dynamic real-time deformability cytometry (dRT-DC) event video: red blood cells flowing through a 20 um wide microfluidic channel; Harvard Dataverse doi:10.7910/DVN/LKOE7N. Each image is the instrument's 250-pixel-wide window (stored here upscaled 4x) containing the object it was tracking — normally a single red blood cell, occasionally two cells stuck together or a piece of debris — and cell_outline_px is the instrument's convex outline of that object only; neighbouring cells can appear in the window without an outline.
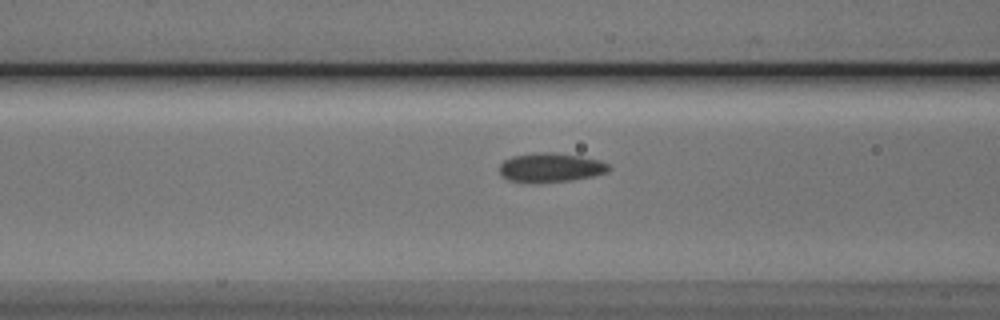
{"species": "Egyptian fruit bat (a non-hibernating species)", "species_latin": "Rousettus aegyptiacus", "temperature_condition": "cold", "stored_images_in_passage": 31, "camera_frame_rate_fps": 3000, "um_per_image_px": 0.085, "animal": {"sex": "male"}, "frame": {"image": 1, "passage_image": 5, "time_ms": 1.333, "image_size_px": [1000, 320], "cell_outline_px": [[612, 168], [608, 172], [592, 176], [572, 180], [508, 180], [500, 172], [500, 164], [504, 160], [512, 156], [540, 152], [556, 152], [580, 156], [600, 160], [608, 164]], "centroid_in_image_um": [46.87, 14.19], "position_along_channel_um": 119.7, "area_um2": 17.92}}
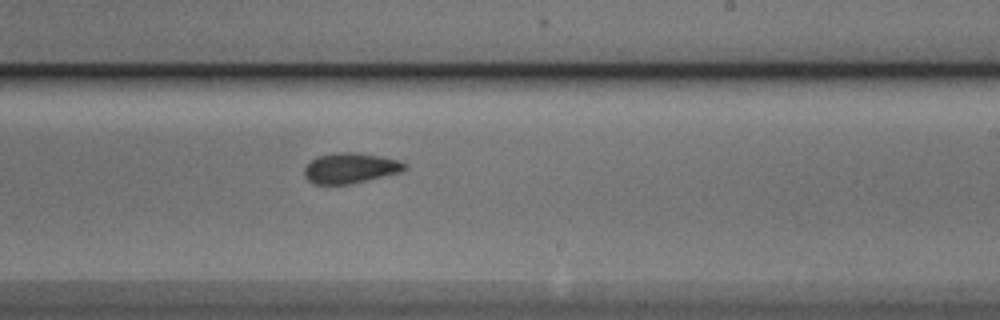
{"frame": {"image": 2, "passage_image": 16, "time_ms": 5.0, "image_size_px": [1000, 320], "cell_outline_px": [[408, 168], [404, 172], [352, 184], [312, 184], [304, 176], [304, 168], [316, 156], [332, 152], [356, 152], [380, 156], [400, 160], [408, 164]], "centroid_in_image_um": [29.83, 14.29], "position_along_channel_um": 259.2, "area_um2": 18.26}}
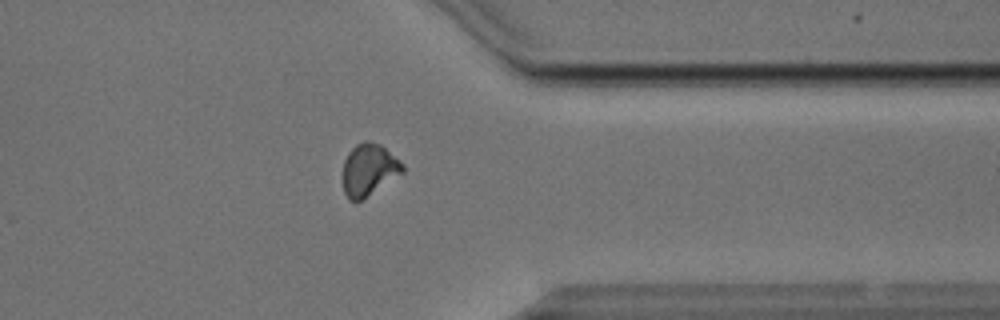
{"frame": {"image": 3, "passage_image": 26, "time_ms": 8.333, "image_size_px": [1000, 320], "cell_outline_px": [[404, 172], [356, 204], [348, 200], [344, 192], [344, 160], [348, 152], [356, 144], [364, 140], [368, 140], [380, 144], [400, 160], [404, 164]], "centroid_in_image_um": [31.36, 14.44], "position_along_channel_um": 380.0, "area_um2": 18.26}, "authors_computed_cell_mechanics": {"area_um2": 17.8602, "velocity_mm_per_s": 3.8072, "shape_relaxation_time_tau1_ms": 2.7925, "shape_relaxation_time_tau2_ms": 1.8831, "deformation_change_tau1": 0.1015, "deformation_change_tau2": 0.0626}}